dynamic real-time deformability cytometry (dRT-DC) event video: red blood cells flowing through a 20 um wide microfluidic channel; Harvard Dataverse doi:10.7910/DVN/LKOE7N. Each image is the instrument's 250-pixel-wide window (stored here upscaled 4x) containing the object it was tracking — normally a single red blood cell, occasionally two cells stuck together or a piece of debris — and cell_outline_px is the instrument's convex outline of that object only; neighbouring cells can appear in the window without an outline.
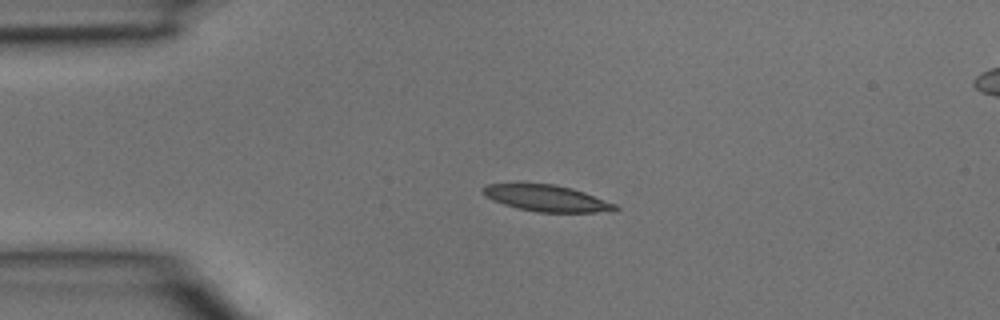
{"species": "common noctule bat (a hibernating species)", "species_latin": "Nyctalus noctula", "temperature_condition": "room temperature", "stored_images_in_passage": 4, "camera_frame_rate_fps": 3000, "um_per_image_px": 0.085, "animal": {"sex": "male", "body_mass_g": 15.6}, "frame": {"image": 1, "passage_image": 2, "time_ms": 0.333, "image_size_px": [1000, 320], "cell_outline_px": [[620, 208], [616, 212], [536, 212], [516, 208], [492, 200], [484, 196], [480, 192], [480, 188], [488, 184], [552, 184], [572, 188], [584, 192], [616, 204]], "centroid_in_image_um": [46.47, 16.86], "position_along_channel_um": 38.5, "area_um2": 20.46}}